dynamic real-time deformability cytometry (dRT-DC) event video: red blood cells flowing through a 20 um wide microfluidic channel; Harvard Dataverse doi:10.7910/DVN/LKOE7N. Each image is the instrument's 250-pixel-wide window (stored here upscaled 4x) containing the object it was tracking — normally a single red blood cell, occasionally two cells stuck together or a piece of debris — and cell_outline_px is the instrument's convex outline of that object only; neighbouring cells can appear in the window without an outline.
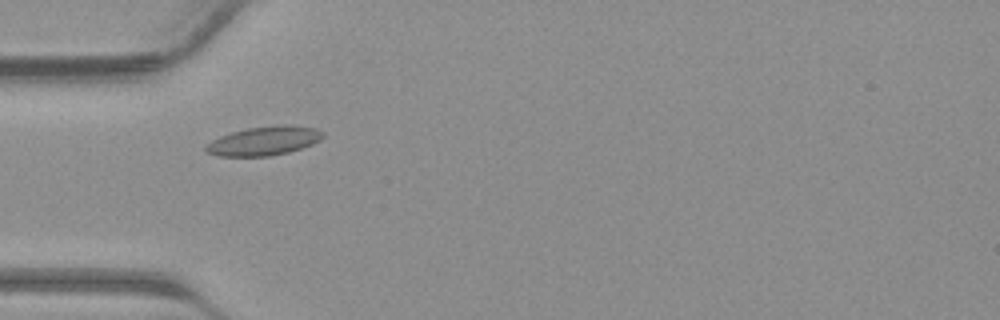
{"species": "common noctule bat (a hibernating species)", "species_latin": "Nyctalus noctula", "temperature_condition": "warm", "stored_images_in_passage": 29, "camera_frame_rate_fps": 3000, "um_per_image_px": 0.085, "animal": {"sex": "male", "body_mass_g": 23.1, "forearm_length_mm": 52.7}, "frame": {"image": 1, "passage_image": 1, "time_ms": 0.0, "image_size_px": [1000, 320], "cell_outline_px": [[324, 136], [320, 140], [312, 144], [288, 152], [268, 156], [220, 156], [204, 152], [204, 148], [212, 140], [220, 136], [232, 132], [248, 128], [276, 124], [292, 124], [316, 128], [324, 132]], "centroid_in_image_um": [22.46, 11.96], "position_along_channel_um": 62.5, "area_um2": 19.88}}
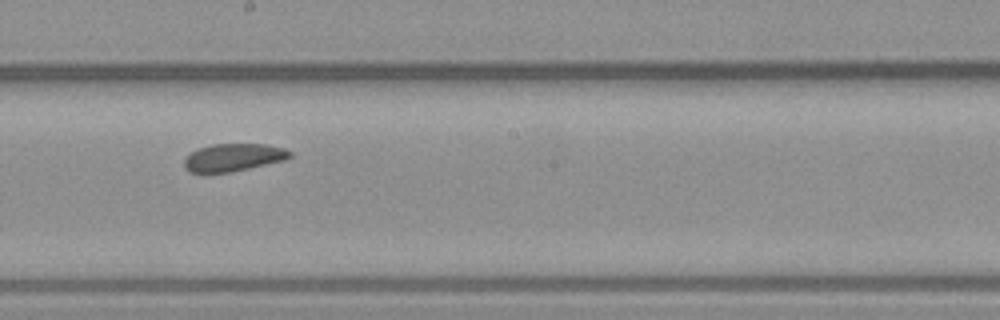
{"frame": {"image": 2, "passage_image": 11, "time_ms": 3.333, "image_size_px": [1000, 320], "cell_outline_px": [[292, 156], [284, 160], [248, 168], [228, 172], [204, 176], [188, 172], [184, 168], [184, 160], [192, 152], [200, 148], [212, 144], [268, 144], [284, 148], [292, 152]], "centroid_in_image_um": [19.78, 13.41], "position_along_channel_um": 228.4, "area_um2": 17.4}}
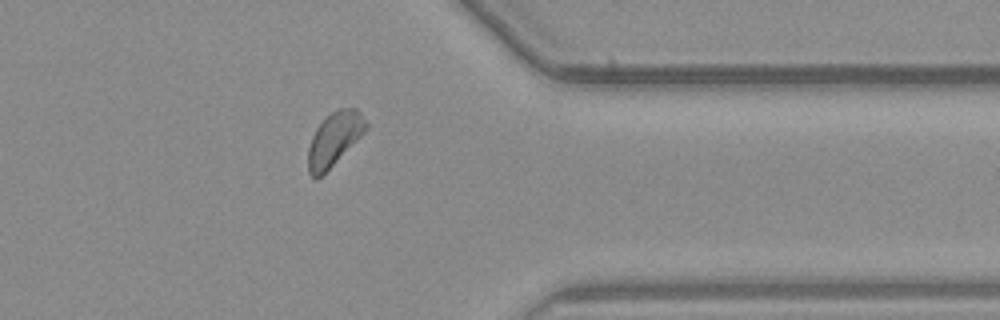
{"frame": {"image": 3, "passage_image": 21, "time_ms": 6.667, "image_size_px": [1000, 320], "cell_outline_px": [[368, 128], [316, 180], [308, 172], [308, 148], [312, 136], [316, 128], [336, 108], [356, 108], [360, 112], [368, 124]], "centroid_in_image_um": [28.4, 11.79], "position_along_channel_um": 383.0, "area_um2": 17.46}}